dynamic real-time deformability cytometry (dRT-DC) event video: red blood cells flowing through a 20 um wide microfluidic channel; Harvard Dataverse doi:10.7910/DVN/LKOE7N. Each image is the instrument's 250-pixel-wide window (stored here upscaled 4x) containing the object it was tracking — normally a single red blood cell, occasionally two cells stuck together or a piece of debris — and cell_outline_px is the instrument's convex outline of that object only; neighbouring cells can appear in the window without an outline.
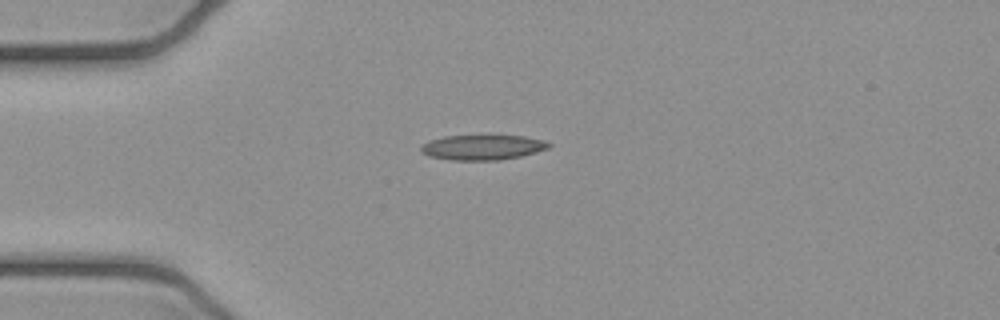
{"species": "common noctule bat (a hibernating species)", "species_latin": "Nyctalus noctula", "temperature_condition": "cold", "stored_images_in_passage": 4, "camera_frame_rate_fps": 3000, "um_per_image_px": 0.085, "animal": {"sex": "female", "body_mass_g": 21.9}, "frame": {"image": 1, "passage_image": 1, "time_ms": 0.0, "image_size_px": [1000, 320], "cell_outline_px": [[552, 144], [548, 148], [536, 152], [520, 156], [500, 160], [448, 160], [428, 156], [420, 152], [420, 144], [428, 140], [444, 136], [524, 136], [544, 140]], "centroid_in_image_um": [40.95, 12.53], "position_along_channel_um": 44.0, "area_um2": 18.79}}
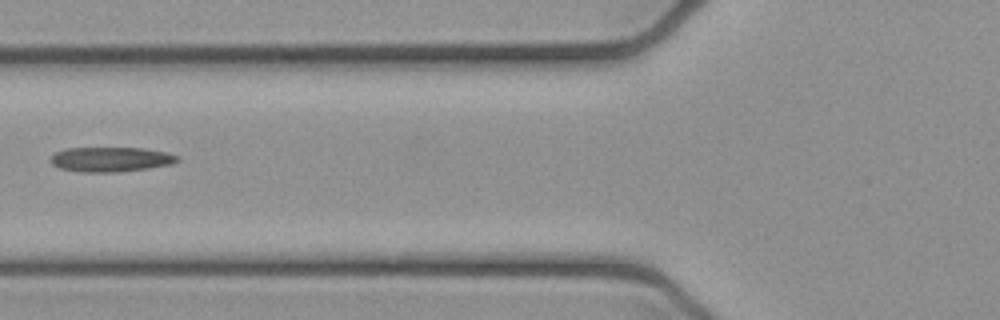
{"frame": {"image": 2, "passage_image": 3, "time_ms": 0.667, "image_size_px": [1000, 320], "cell_outline_px": [[180, 160], [172, 164], [148, 168], [120, 172], [80, 172], [60, 168], [52, 164], [52, 156], [56, 152], [68, 148], [140, 148], [168, 152], [180, 156]], "centroid_in_image_um": [9.47, 13.55], "position_along_channel_um": 116.3, "area_um2": 18.26}}
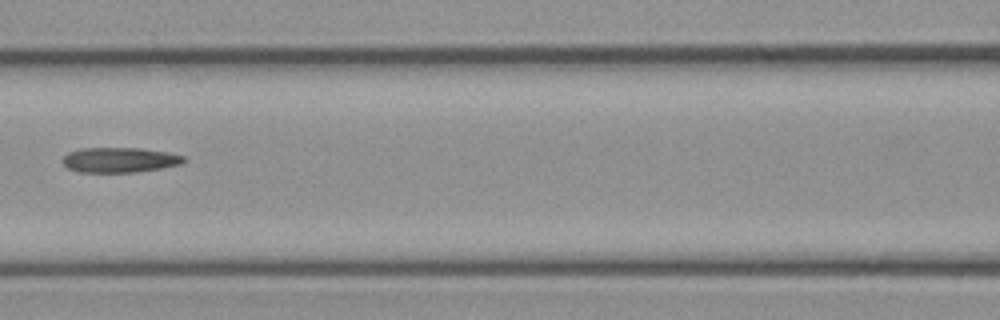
{"frame": {"image": 3, "passage_image": 4, "time_ms": 1.0, "image_size_px": [1000, 320], "cell_outline_px": [[184, 160], [180, 164], [160, 168], [136, 172], [76, 172], [68, 168], [60, 160], [68, 152], [80, 148], [140, 148], [168, 152], [184, 156]], "centroid_in_image_um": [10.11, 13.59], "position_along_channel_um": 156.5, "area_um2": 17.69}}